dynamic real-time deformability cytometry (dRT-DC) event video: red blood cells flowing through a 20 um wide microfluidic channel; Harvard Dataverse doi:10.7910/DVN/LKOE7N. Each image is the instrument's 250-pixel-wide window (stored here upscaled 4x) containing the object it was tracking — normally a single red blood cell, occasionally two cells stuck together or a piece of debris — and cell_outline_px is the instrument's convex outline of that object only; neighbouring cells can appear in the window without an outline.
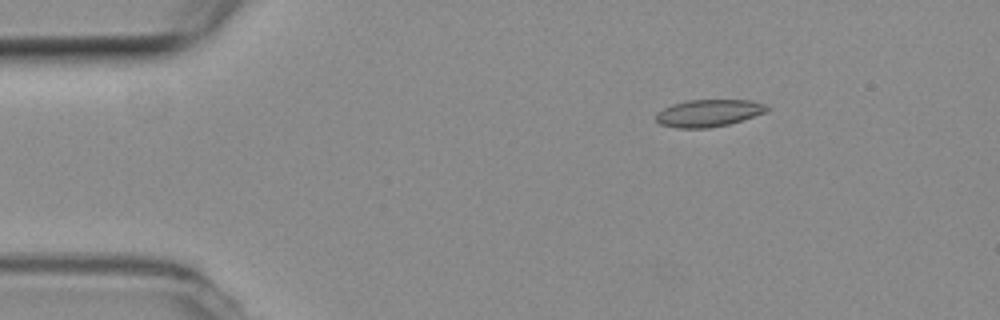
{"species": "common noctule bat (a hibernating species)", "species_latin": "Nyctalus noctula", "temperature_condition": "room temperature", "stored_images_in_passage": 8, "camera_frame_rate_fps": 3000, "um_per_image_px": 0.085, "animal": {"sex": "female", "body_mass_g": 19.3, "forearm_length_mm": 54.1}, "frame": {"image": 1, "passage_image": 1, "time_ms": 0.0, "image_size_px": [1000, 320], "cell_outline_px": [[768, 112], [728, 124], [708, 128], [676, 128], [660, 124], [656, 120], [656, 116], [664, 108], [672, 104], [688, 100], [752, 100], [764, 104], [768, 108]], "centroid_in_image_um": [60.25, 9.61], "position_along_channel_um": 24.8, "area_um2": 17.46}}
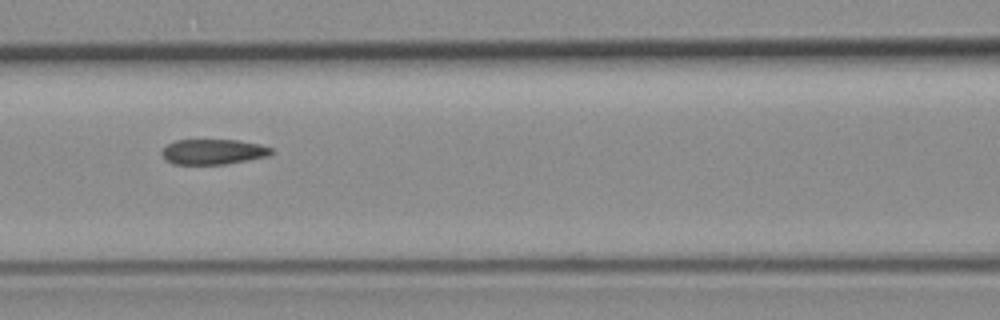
{"frame": {"image": 2, "passage_image": 5, "time_ms": 1.333, "image_size_px": [1000, 320], "cell_outline_px": [[276, 152], [268, 156], [224, 164], [172, 164], [164, 160], [160, 152], [168, 144], [176, 140], [240, 140], [260, 144], [272, 148]], "centroid_in_image_um": [18.12, 12.9], "position_along_channel_um": 148.5, "area_um2": 16.24}}
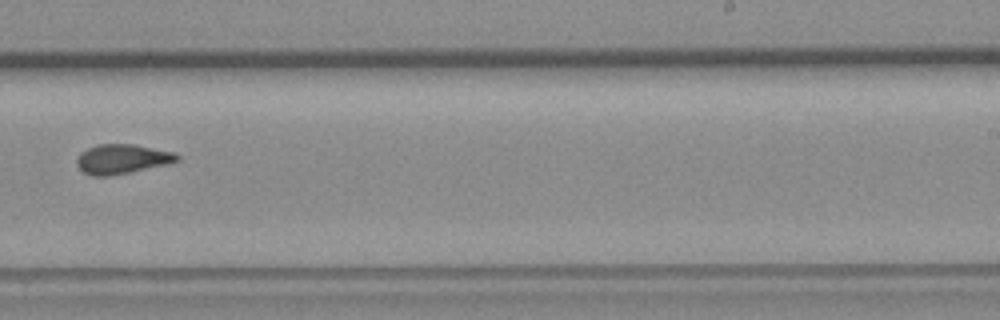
{"frame": {"image": 3, "passage_image": 8, "time_ms": 2.333, "image_size_px": [1000, 320], "cell_outline_px": [[180, 160], [164, 164], [112, 176], [92, 176], [84, 172], [76, 164], [76, 160], [80, 152], [96, 144], [132, 144], [172, 152], [180, 156]], "centroid_in_image_um": [10.32, 13.51], "position_along_channel_um": 278.7, "area_um2": 17.05}}